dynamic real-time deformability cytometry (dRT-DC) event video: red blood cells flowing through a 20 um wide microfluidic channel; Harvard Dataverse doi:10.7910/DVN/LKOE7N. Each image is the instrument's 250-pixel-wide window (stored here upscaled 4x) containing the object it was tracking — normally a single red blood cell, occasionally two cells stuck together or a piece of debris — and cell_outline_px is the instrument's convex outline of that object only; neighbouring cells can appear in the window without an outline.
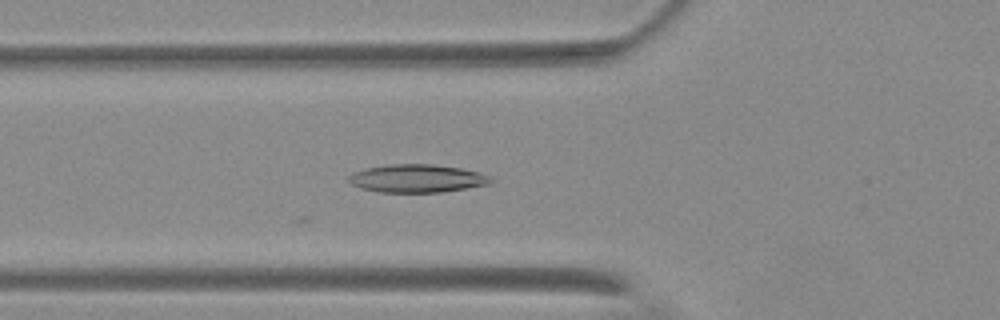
{"species": "Egyptian fruit bat (a non-hibernating species)", "species_latin": "Rousettus aegyptiacus", "temperature_condition": "warm", "stored_images_in_passage": 6, "camera_frame_rate_fps": 3000, "um_per_image_px": 0.085, "animal": {"sex": "female"}, "frame": {"image": 1, "passage_image": 6, "time_ms": 1.667, "image_size_px": [1000, 320], "cell_outline_px": [[492, 184], [468, 188], [440, 192], [380, 192], [360, 188], [352, 184], [348, 180], [348, 176], [352, 172], [364, 168], [388, 164], [432, 164], [460, 168], [480, 172], [488, 176], [492, 180]], "centroid_in_image_um": [35.43, 15.16], "position_along_channel_um": 90.4, "area_um2": 23.35}}